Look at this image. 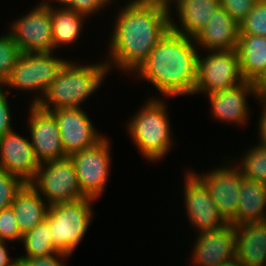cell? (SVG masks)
I'll return each instance as SVG.
<instances>
[{
  "label": "cell",
  "instance_id": "cell-8",
  "mask_svg": "<svg viewBox=\"0 0 266 266\" xmlns=\"http://www.w3.org/2000/svg\"><path fill=\"white\" fill-rule=\"evenodd\" d=\"M207 56L198 54L197 82L194 94H211L238 86L242 77L237 50L208 51Z\"/></svg>",
  "mask_w": 266,
  "mask_h": 266
},
{
  "label": "cell",
  "instance_id": "cell-19",
  "mask_svg": "<svg viewBox=\"0 0 266 266\" xmlns=\"http://www.w3.org/2000/svg\"><path fill=\"white\" fill-rule=\"evenodd\" d=\"M235 257L244 266H266V220L235 226Z\"/></svg>",
  "mask_w": 266,
  "mask_h": 266
},
{
  "label": "cell",
  "instance_id": "cell-36",
  "mask_svg": "<svg viewBox=\"0 0 266 266\" xmlns=\"http://www.w3.org/2000/svg\"><path fill=\"white\" fill-rule=\"evenodd\" d=\"M7 241L0 240V266H18L19 265V259L18 257H15V259H11L7 247Z\"/></svg>",
  "mask_w": 266,
  "mask_h": 266
},
{
  "label": "cell",
  "instance_id": "cell-33",
  "mask_svg": "<svg viewBox=\"0 0 266 266\" xmlns=\"http://www.w3.org/2000/svg\"><path fill=\"white\" fill-rule=\"evenodd\" d=\"M69 254L57 252L49 256L18 258L19 266H66L63 262Z\"/></svg>",
  "mask_w": 266,
  "mask_h": 266
},
{
  "label": "cell",
  "instance_id": "cell-6",
  "mask_svg": "<svg viewBox=\"0 0 266 266\" xmlns=\"http://www.w3.org/2000/svg\"><path fill=\"white\" fill-rule=\"evenodd\" d=\"M56 56L54 52L21 53L2 87L5 88L6 92L13 88L34 93L35 96L33 95L30 104L36 105L43 98L50 84L67 61V59ZM5 86L8 88L6 89ZM35 91L38 92L35 93Z\"/></svg>",
  "mask_w": 266,
  "mask_h": 266
},
{
  "label": "cell",
  "instance_id": "cell-7",
  "mask_svg": "<svg viewBox=\"0 0 266 266\" xmlns=\"http://www.w3.org/2000/svg\"><path fill=\"white\" fill-rule=\"evenodd\" d=\"M50 206L85 198L75 166L70 157L40 164L35 178L29 183Z\"/></svg>",
  "mask_w": 266,
  "mask_h": 266
},
{
  "label": "cell",
  "instance_id": "cell-30",
  "mask_svg": "<svg viewBox=\"0 0 266 266\" xmlns=\"http://www.w3.org/2000/svg\"><path fill=\"white\" fill-rule=\"evenodd\" d=\"M22 237L12 207L0 210V240L21 242Z\"/></svg>",
  "mask_w": 266,
  "mask_h": 266
},
{
  "label": "cell",
  "instance_id": "cell-37",
  "mask_svg": "<svg viewBox=\"0 0 266 266\" xmlns=\"http://www.w3.org/2000/svg\"><path fill=\"white\" fill-rule=\"evenodd\" d=\"M258 94H266V70L264 73L254 82Z\"/></svg>",
  "mask_w": 266,
  "mask_h": 266
},
{
  "label": "cell",
  "instance_id": "cell-26",
  "mask_svg": "<svg viewBox=\"0 0 266 266\" xmlns=\"http://www.w3.org/2000/svg\"><path fill=\"white\" fill-rule=\"evenodd\" d=\"M242 155L236 164L243 177L266 183V145L258 142Z\"/></svg>",
  "mask_w": 266,
  "mask_h": 266
},
{
  "label": "cell",
  "instance_id": "cell-29",
  "mask_svg": "<svg viewBox=\"0 0 266 266\" xmlns=\"http://www.w3.org/2000/svg\"><path fill=\"white\" fill-rule=\"evenodd\" d=\"M25 183L0 167V210L11 207L16 193Z\"/></svg>",
  "mask_w": 266,
  "mask_h": 266
},
{
  "label": "cell",
  "instance_id": "cell-11",
  "mask_svg": "<svg viewBox=\"0 0 266 266\" xmlns=\"http://www.w3.org/2000/svg\"><path fill=\"white\" fill-rule=\"evenodd\" d=\"M227 162L229 163L225 164L226 166H217L213 168L214 170L203 172L201 175L193 172L207 186L219 213L228 223H231L237 217L243 174L235 161L229 159Z\"/></svg>",
  "mask_w": 266,
  "mask_h": 266
},
{
  "label": "cell",
  "instance_id": "cell-17",
  "mask_svg": "<svg viewBox=\"0 0 266 266\" xmlns=\"http://www.w3.org/2000/svg\"><path fill=\"white\" fill-rule=\"evenodd\" d=\"M257 99L258 92L254 82L244 81L236 87L207 94L210 100L211 114L219 122L243 126L250 119L247 96Z\"/></svg>",
  "mask_w": 266,
  "mask_h": 266
},
{
  "label": "cell",
  "instance_id": "cell-10",
  "mask_svg": "<svg viewBox=\"0 0 266 266\" xmlns=\"http://www.w3.org/2000/svg\"><path fill=\"white\" fill-rule=\"evenodd\" d=\"M10 26L8 32L22 53L54 52L51 7L42 1Z\"/></svg>",
  "mask_w": 266,
  "mask_h": 266
},
{
  "label": "cell",
  "instance_id": "cell-40",
  "mask_svg": "<svg viewBox=\"0 0 266 266\" xmlns=\"http://www.w3.org/2000/svg\"><path fill=\"white\" fill-rule=\"evenodd\" d=\"M47 1H49V0H47ZM51 1H52V0H51ZM54 1H56L57 4L59 3V5H57V6L62 5V6H60V7H67V6L70 4V2H71L72 0H54Z\"/></svg>",
  "mask_w": 266,
  "mask_h": 266
},
{
  "label": "cell",
  "instance_id": "cell-32",
  "mask_svg": "<svg viewBox=\"0 0 266 266\" xmlns=\"http://www.w3.org/2000/svg\"><path fill=\"white\" fill-rule=\"evenodd\" d=\"M112 2L113 0H72L66 8L91 18V15L104 10Z\"/></svg>",
  "mask_w": 266,
  "mask_h": 266
},
{
  "label": "cell",
  "instance_id": "cell-20",
  "mask_svg": "<svg viewBox=\"0 0 266 266\" xmlns=\"http://www.w3.org/2000/svg\"><path fill=\"white\" fill-rule=\"evenodd\" d=\"M219 6V0H178L174 7L177 18L179 17V24L174 22L172 12H170L171 29L175 33L194 37L207 24L213 16V11Z\"/></svg>",
  "mask_w": 266,
  "mask_h": 266
},
{
  "label": "cell",
  "instance_id": "cell-9",
  "mask_svg": "<svg viewBox=\"0 0 266 266\" xmlns=\"http://www.w3.org/2000/svg\"><path fill=\"white\" fill-rule=\"evenodd\" d=\"M110 143L105 136L92 148L69 156L75 166L80 189L86 197L97 200L105 191L111 172Z\"/></svg>",
  "mask_w": 266,
  "mask_h": 266
},
{
  "label": "cell",
  "instance_id": "cell-2",
  "mask_svg": "<svg viewBox=\"0 0 266 266\" xmlns=\"http://www.w3.org/2000/svg\"><path fill=\"white\" fill-rule=\"evenodd\" d=\"M193 37L170 29L133 73L157 88L163 97L193 95L197 82L198 48Z\"/></svg>",
  "mask_w": 266,
  "mask_h": 266
},
{
  "label": "cell",
  "instance_id": "cell-1",
  "mask_svg": "<svg viewBox=\"0 0 266 266\" xmlns=\"http://www.w3.org/2000/svg\"><path fill=\"white\" fill-rule=\"evenodd\" d=\"M124 6L115 17L108 44L109 59L105 63L108 71L116 67L133 73L171 29V11L138 0H130Z\"/></svg>",
  "mask_w": 266,
  "mask_h": 266
},
{
  "label": "cell",
  "instance_id": "cell-22",
  "mask_svg": "<svg viewBox=\"0 0 266 266\" xmlns=\"http://www.w3.org/2000/svg\"><path fill=\"white\" fill-rule=\"evenodd\" d=\"M266 220V183L243 177L240 187L237 217L231 222L242 223Z\"/></svg>",
  "mask_w": 266,
  "mask_h": 266
},
{
  "label": "cell",
  "instance_id": "cell-27",
  "mask_svg": "<svg viewBox=\"0 0 266 266\" xmlns=\"http://www.w3.org/2000/svg\"><path fill=\"white\" fill-rule=\"evenodd\" d=\"M21 53L20 48L8 31L0 36V86L10 76L12 68L16 65Z\"/></svg>",
  "mask_w": 266,
  "mask_h": 266
},
{
  "label": "cell",
  "instance_id": "cell-16",
  "mask_svg": "<svg viewBox=\"0 0 266 266\" xmlns=\"http://www.w3.org/2000/svg\"><path fill=\"white\" fill-rule=\"evenodd\" d=\"M0 167L20 178L24 183H30L40 168L29 138L15 130L0 138Z\"/></svg>",
  "mask_w": 266,
  "mask_h": 266
},
{
  "label": "cell",
  "instance_id": "cell-4",
  "mask_svg": "<svg viewBox=\"0 0 266 266\" xmlns=\"http://www.w3.org/2000/svg\"><path fill=\"white\" fill-rule=\"evenodd\" d=\"M166 104L159 97H150L126 122L127 134L150 162L162 159L172 149L173 134Z\"/></svg>",
  "mask_w": 266,
  "mask_h": 266
},
{
  "label": "cell",
  "instance_id": "cell-39",
  "mask_svg": "<svg viewBox=\"0 0 266 266\" xmlns=\"http://www.w3.org/2000/svg\"><path fill=\"white\" fill-rule=\"evenodd\" d=\"M219 266H244L236 257L223 262L221 265Z\"/></svg>",
  "mask_w": 266,
  "mask_h": 266
},
{
  "label": "cell",
  "instance_id": "cell-28",
  "mask_svg": "<svg viewBox=\"0 0 266 266\" xmlns=\"http://www.w3.org/2000/svg\"><path fill=\"white\" fill-rule=\"evenodd\" d=\"M239 34L266 37V0H257L247 15L239 23Z\"/></svg>",
  "mask_w": 266,
  "mask_h": 266
},
{
  "label": "cell",
  "instance_id": "cell-15",
  "mask_svg": "<svg viewBox=\"0 0 266 266\" xmlns=\"http://www.w3.org/2000/svg\"><path fill=\"white\" fill-rule=\"evenodd\" d=\"M197 235L191 250L192 266H219L235 257L236 231L231 223Z\"/></svg>",
  "mask_w": 266,
  "mask_h": 266
},
{
  "label": "cell",
  "instance_id": "cell-38",
  "mask_svg": "<svg viewBox=\"0 0 266 266\" xmlns=\"http://www.w3.org/2000/svg\"><path fill=\"white\" fill-rule=\"evenodd\" d=\"M138 1L157 4V5L166 7L168 9H170V11H172L171 5L175 4L178 0H138Z\"/></svg>",
  "mask_w": 266,
  "mask_h": 266
},
{
  "label": "cell",
  "instance_id": "cell-24",
  "mask_svg": "<svg viewBox=\"0 0 266 266\" xmlns=\"http://www.w3.org/2000/svg\"><path fill=\"white\" fill-rule=\"evenodd\" d=\"M42 3L51 7L54 50L63 45L70 46L78 41L87 17L66 7L56 8L51 1L44 0Z\"/></svg>",
  "mask_w": 266,
  "mask_h": 266
},
{
  "label": "cell",
  "instance_id": "cell-13",
  "mask_svg": "<svg viewBox=\"0 0 266 266\" xmlns=\"http://www.w3.org/2000/svg\"><path fill=\"white\" fill-rule=\"evenodd\" d=\"M29 108V139L40 164L68 157L62 146L55 115L51 111L41 109L37 104H30Z\"/></svg>",
  "mask_w": 266,
  "mask_h": 266
},
{
  "label": "cell",
  "instance_id": "cell-35",
  "mask_svg": "<svg viewBox=\"0 0 266 266\" xmlns=\"http://www.w3.org/2000/svg\"><path fill=\"white\" fill-rule=\"evenodd\" d=\"M257 101L262 107V114L258 118V134H259V143L266 145V94H259L257 97ZM262 105V106H261Z\"/></svg>",
  "mask_w": 266,
  "mask_h": 266
},
{
  "label": "cell",
  "instance_id": "cell-3",
  "mask_svg": "<svg viewBox=\"0 0 266 266\" xmlns=\"http://www.w3.org/2000/svg\"><path fill=\"white\" fill-rule=\"evenodd\" d=\"M108 73L105 61L81 65L68 59L37 105L47 111L80 108Z\"/></svg>",
  "mask_w": 266,
  "mask_h": 266
},
{
  "label": "cell",
  "instance_id": "cell-25",
  "mask_svg": "<svg viewBox=\"0 0 266 266\" xmlns=\"http://www.w3.org/2000/svg\"><path fill=\"white\" fill-rule=\"evenodd\" d=\"M21 242L26 255L18 258L49 256L58 252L53 246L49 223L46 220L25 233Z\"/></svg>",
  "mask_w": 266,
  "mask_h": 266
},
{
  "label": "cell",
  "instance_id": "cell-23",
  "mask_svg": "<svg viewBox=\"0 0 266 266\" xmlns=\"http://www.w3.org/2000/svg\"><path fill=\"white\" fill-rule=\"evenodd\" d=\"M237 52L243 79L255 82L266 70V37L239 34Z\"/></svg>",
  "mask_w": 266,
  "mask_h": 266
},
{
  "label": "cell",
  "instance_id": "cell-31",
  "mask_svg": "<svg viewBox=\"0 0 266 266\" xmlns=\"http://www.w3.org/2000/svg\"><path fill=\"white\" fill-rule=\"evenodd\" d=\"M257 0H219L220 6L239 24L243 21Z\"/></svg>",
  "mask_w": 266,
  "mask_h": 266
},
{
  "label": "cell",
  "instance_id": "cell-14",
  "mask_svg": "<svg viewBox=\"0 0 266 266\" xmlns=\"http://www.w3.org/2000/svg\"><path fill=\"white\" fill-rule=\"evenodd\" d=\"M83 108H66L51 111L58 122L62 146L69 157L92 148L105 136L99 134Z\"/></svg>",
  "mask_w": 266,
  "mask_h": 266
},
{
  "label": "cell",
  "instance_id": "cell-34",
  "mask_svg": "<svg viewBox=\"0 0 266 266\" xmlns=\"http://www.w3.org/2000/svg\"><path fill=\"white\" fill-rule=\"evenodd\" d=\"M9 93L4 91L2 86H0V138L8 132L13 131L11 110L8 97L6 96Z\"/></svg>",
  "mask_w": 266,
  "mask_h": 266
},
{
  "label": "cell",
  "instance_id": "cell-5",
  "mask_svg": "<svg viewBox=\"0 0 266 266\" xmlns=\"http://www.w3.org/2000/svg\"><path fill=\"white\" fill-rule=\"evenodd\" d=\"M83 199L49 206L45 220L49 223L54 248L69 255L75 251L93 220V202Z\"/></svg>",
  "mask_w": 266,
  "mask_h": 266
},
{
  "label": "cell",
  "instance_id": "cell-21",
  "mask_svg": "<svg viewBox=\"0 0 266 266\" xmlns=\"http://www.w3.org/2000/svg\"><path fill=\"white\" fill-rule=\"evenodd\" d=\"M11 207L22 235L43 222L49 209L46 201L29 183L16 193Z\"/></svg>",
  "mask_w": 266,
  "mask_h": 266
},
{
  "label": "cell",
  "instance_id": "cell-18",
  "mask_svg": "<svg viewBox=\"0 0 266 266\" xmlns=\"http://www.w3.org/2000/svg\"><path fill=\"white\" fill-rule=\"evenodd\" d=\"M196 46L207 51L237 50L239 24L219 6L207 24L193 37Z\"/></svg>",
  "mask_w": 266,
  "mask_h": 266
},
{
  "label": "cell",
  "instance_id": "cell-12",
  "mask_svg": "<svg viewBox=\"0 0 266 266\" xmlns=\"http://www.w3.org/2000/svg\"><path fill=\"white\" fill-rule=\"evenodd\" d=\"M184 205L196 233L219 229L228 222L219 213L205 183L191 171L185 172Z\"/></svg>",
  "mask_w": 266,
  "mask_h": 266
}]
</instances>
